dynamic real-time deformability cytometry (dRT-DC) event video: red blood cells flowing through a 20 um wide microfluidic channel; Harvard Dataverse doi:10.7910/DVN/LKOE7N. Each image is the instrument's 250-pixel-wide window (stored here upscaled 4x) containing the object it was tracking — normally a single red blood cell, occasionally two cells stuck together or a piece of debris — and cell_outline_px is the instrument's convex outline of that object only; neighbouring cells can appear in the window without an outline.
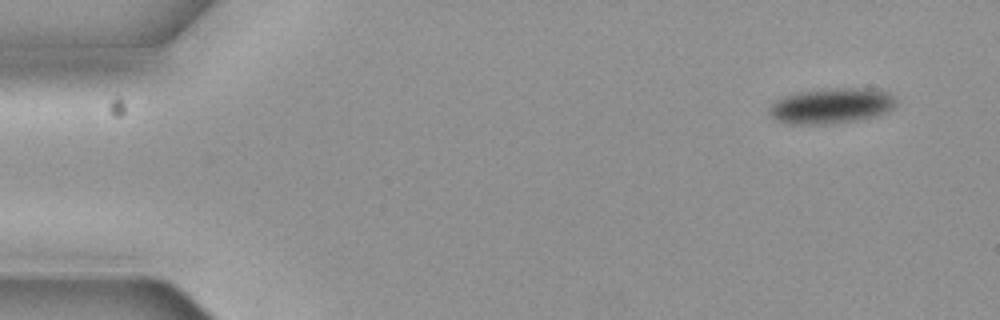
{"species": "common noctule bat (a hibernating species)", "species_latin": "Nyctalus noctula", "temperature_condition": "cold", "stored_images_in_passage": 5, "camera_frame_rate_fps": 3000, "um_per_image_px": 0.085, "animal": {"sex": "female", "body_mass_g": 19.3, "forearm_length_mm": 54.1}, "frame": {"image": 1, "passage_image": 1, "time_ms": 0.0, "image_size_px": [1000, 320], "cell_outline_px": [[900, 100], [888, 112], [876, 116], [856, 120], [824, 124], [792, 124], [776, 120], [768, 112], [768, 108], [776, 100], [784, 96], [800, 92], [820, 88], [864, 88], [888, 92]], "centroid_in_image_um": [70.69, 8.98], "position_along_channel_um": 14.3, "area_um2": 26.36}}
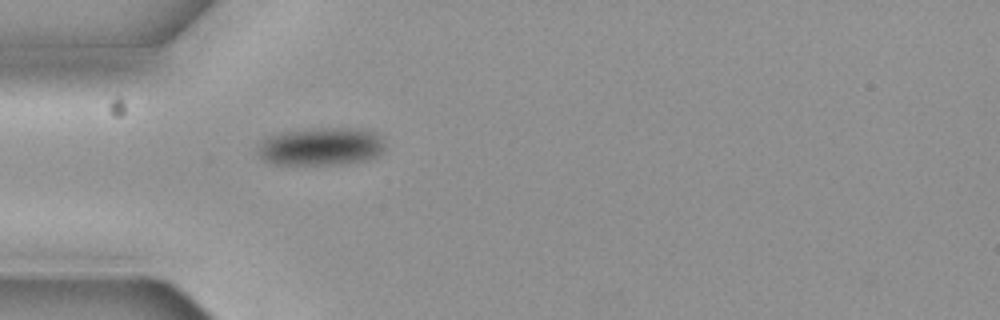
{"frame": {"image": 2, "passage_image": 5, "time_ms": 1.333, "image_size_px": [1000, 320], "cell_outline_px": [[384, 148], [376, 156], [364, 160], [336, 164], [276, 164], [264, 160], [260, 156], [260, 140], [264, 136], [280, 132], [312, 128], [360, 128], [380, 132]], "centroid_in_image_um": [27.29, 12.42], "position_along_channel_um": 57.7, "area_um2": 28.21}}